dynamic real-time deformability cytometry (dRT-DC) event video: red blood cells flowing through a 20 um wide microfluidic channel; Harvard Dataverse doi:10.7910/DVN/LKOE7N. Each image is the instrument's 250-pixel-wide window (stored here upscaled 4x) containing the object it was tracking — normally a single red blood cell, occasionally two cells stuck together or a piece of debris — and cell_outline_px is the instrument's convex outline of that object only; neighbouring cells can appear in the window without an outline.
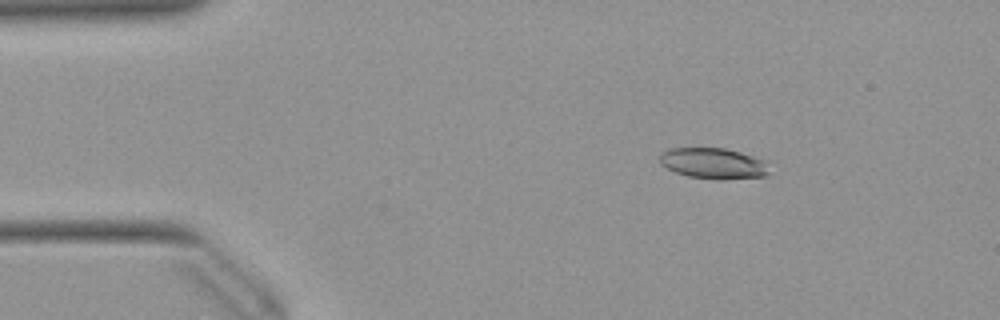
{"species": "Egyptian fruit bat (a non-hibernating species)", "species_latin": "Rousettus aegyptiacus", "temperature_condition": "warm", "stored_images_in_passage": 46, "camera_frame_rate_fps": 3000, "um_per_image_px": 0.085, "animal": {"sex": "female"}, "frame": {"image": 1, "passage_image": 3, "time_ms": 0.667, "image_size_px": [1000, 320], "cell_outline_px": [[768, 176], [724, 180], [716, 180], [688, 176], [676, 172], [660, 164], [660, 152], [668, 148], [724, 148], [740, 152], [764, 160], [768, 172]], "centroid_in_image_um": [60.61, 13.89], "position_along_channel_um": 24.4, "area_um2": 19.77}}
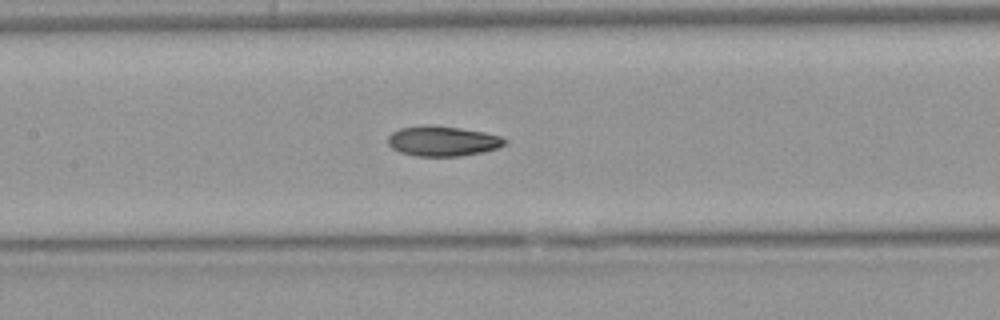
{"frame": {"image": 2, "passage_image": 19, "time_ms": 6.0, "image_size_px": [1000, 320], "cell_outline_px": [[508, 140], [504, 144], [496, 148], [484, 152], [460, 156], [416, 156], [400, 152], [392, 148], [388, 144], [388, 136], [392, 132], [400, 128], [460, 128], [484, 132], [500, 136]], "centroid_in_image_um": [37.66, 12.04], "position_along_channel_um": 169.7, "area_um2": 19.65}}
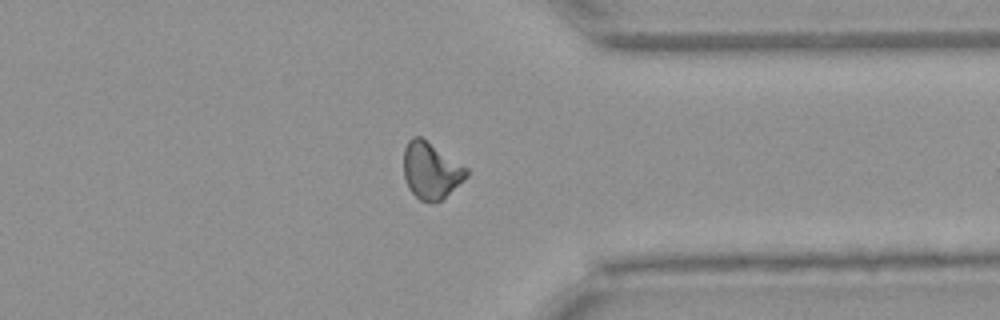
{"frame": {"image": 3, "passage_image": 35, "time_ms": 11.333, "image_size_px": [1000, 320], "cell_outline_px": [[468, 176], [440, 200], [420, 200], [408, 188], [404, 176], [404, 148], [408, 140], [412, 136], [420, 136], [468, 168]], "centroid_in_image_um": [36.61, 14.46], "position_along_channel_um": 374.8, "area_um2": 20.29}, "authors_computed_cell_mechanics": {"area_um2": 20.2878, "velocity_mm_per_s": 3.9605, "shape_relaxation_time_tau1_ms": 9.0095, "shape_relaxation_time_tau2_ms": 3.5581, "deformation_change_tau1": 0.2133, "deformation_change_tau2": 0.0922}}